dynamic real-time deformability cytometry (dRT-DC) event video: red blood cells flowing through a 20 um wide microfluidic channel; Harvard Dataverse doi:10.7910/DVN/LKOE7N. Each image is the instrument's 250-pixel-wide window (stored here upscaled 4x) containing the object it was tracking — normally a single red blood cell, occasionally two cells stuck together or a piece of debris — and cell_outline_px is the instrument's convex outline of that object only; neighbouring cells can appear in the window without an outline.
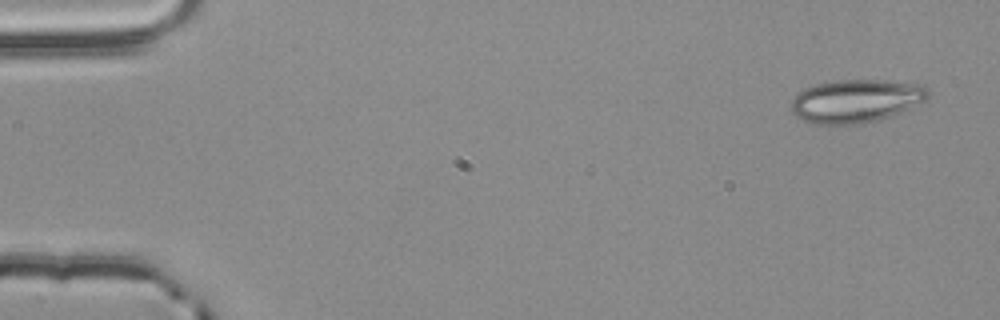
{"species": "common noctule bat (a hibernating species)", "species_latin": "Nyctalus noctula", "temperature_condition": "room temperature", "stored_images_in_passage": 4, "camera_frame_rate_fps": 3000, "um_per_image_px": 0.085, "animal": {"sex": "male", "body_mass_g": 20.4}, "frame": {"image": 1, "passage_image": 1, "time_ms": 0.0, "image_size_px": [1000, 320], "cell_outline_px": [[932, 92], [924, 100], [908, 108], [888, 116], [876, 120], [860, 124], [812, 124], [804, 120], [792, 112], [792, 100], [800, 92], [816, 84], [836, 80], [884, 80], [924, 84]], "centroid_in_image_um": [72.79, 8.57], "position_along_channel_um": 12.2, "area_um2": 34.1}}